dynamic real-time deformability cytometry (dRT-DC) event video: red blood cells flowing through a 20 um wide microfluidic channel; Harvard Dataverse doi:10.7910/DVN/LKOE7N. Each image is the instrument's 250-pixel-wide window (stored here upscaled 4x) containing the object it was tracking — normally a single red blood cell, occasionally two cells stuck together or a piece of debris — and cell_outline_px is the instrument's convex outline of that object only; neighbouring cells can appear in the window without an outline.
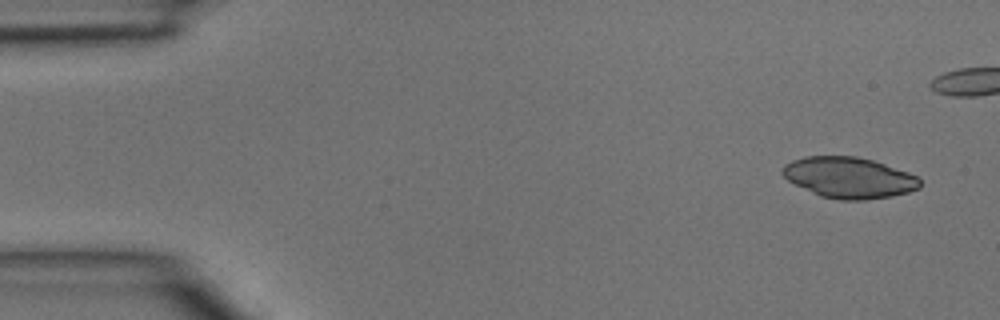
{"species": "common noctule bat (a hibernating species)", "species_latin": "Nyctalus noctula", "temperature_condition": "room temperature", "stored_images_in_passage": 5, "camera_frame_rate_fps": 3000, "um_per_image_px": 0.085, "animal": {"sex": "male", "body_mass_g": 15.6}, "frame": {"image": 1, "passage_image": 1, "time_ms": 0.0, "image_size_px": [1000, 320], "cell_outline_px": [[920, 188], [908, 192], [892, 196], [868, 200], [840, 200], [820, 196], [788, 180], [780, 172], [784, 164], [792, 160], [804, 156], [856, 156], [872, 160], [908, 172], [916, 176], [920, 180]], "centroid_in_image_um": [72.15, 15.1], "position_along_channel_um": 12.8, "area_um2": 32.77}}